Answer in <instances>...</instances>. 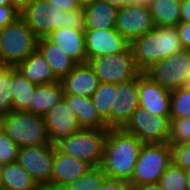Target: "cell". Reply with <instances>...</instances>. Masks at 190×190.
Listing matches in <instances>:
<instances>
[{
	"label": "cell",
	"mask_w": 190,
	"mask_h": 190,
	"mask_svg": "<svg viewBox=\"0 0 190 190\" xmlns=\"http://www.w3.org/2000/svg\"><path fill=\"white\" fill-rule=\"evenodd\" d=\"M87 62L101 83L119 84L132 80L141 73L130 46L124 52L91 58Z\"/></svg>",
	"instance_id": "ba28073f"
},
{
	"label": "cell",
	"mask_w": 190,
	"mask_h": 190,
	"mask_svg": "<svg viewBox=\"0 0 190 190\" xmlns=\"http://www.w3.org/2000/svg\"><path fill=\"white\" fill-rule=\"evenodd\" d=\"M122 129L136 136L143 144L168 143L170 116L151 115L139 107Z\"/></svg>",
	"instance_id": "9c48e42d"
},
{
	"label": "cell",
	"mask_w": 190,
	"mask_h": 190,
	"mask_svg": "<svg viewBox=\"0 0 190 190\" xmlns=\"http://www.w3.org/2000/svg\"><path fill=\"white\" fill-rule=\"evenodd\" d=\"M168 143H190V117L170 118V135Z\"/></svg>",
	"instance_id": "1f68e13d"
},
{
	"label": "cell",
	"mask_w": 190,
	"mask_h": 190,
	"mask_svg": "<svg viewBox=\"0 0 190 190\" xmlns=\"http://www.w3.org/2000/svg\"><path fill=\"white\" fill-rule=\"evenodd\" d=\"M7 67V65L1 60L0 57V74L3 72V70Z\"/></svg>",
	"instance_id": "c3c4849f"
},
{
	"label": "cell",
	"mask_w": 190,
	"mask_h": 190,
	"mask_svg": "<svg viewBox=\"0 0 190 190\" xmlns=\"http://www.w3.org/2000/svg\"><path fill=\"white\" fill-rule=\"evenodd\" d=\"M138 70L144 73L152 65L183 49L176 27L155 26L150 32L130 43Z\"/></svg>",
	"instance_id": "3957f363"
},
{
	"label": "cell",
	"mask_w": 190,
	"mask_h": 190,
	"mask_svg": "<svg viewBox=\"0 0 190 190\" xmlns=\"http://www.w3.org/2000/svg\"><path fill=\"white\" fill-rule=\"evenodd\" d=\"M16 5L21 8L22 7V0H15Z\"/></svg>",
	"instance_id": "816d5d0a"
},
{
	"label": "cell",
	"mask_w": 190,
	"mask_h": 190,
	"mask_svg": "<svg viewBox=\"0 0 190 190\" xmlns=\"http://www.w3.org/2000/svg\"><path fill=\"white\" fill-rule=\"evenodd\" d=\"M0 190H3L2 179H1V172H0Z\"/></svg>",
	"instance_id": "f5cc1de1"
},
{
	"label": "cell",
	"mask_w": 190,
	"mask_h": 190,
	"mask_svg": "<svg viewBox=\"0 0 190 190\" xmlns=\"http://www.w3.org/2000/svg\"><path fill=\"white\" fill-rule=\"evenodd\" d=\"M117 97L116 84L108 82H100L98 88L91 97L98 114L106 122L108 128H110L111 106H114V101Z\"/></svg>",
	"instance_id": "83f0119b"
},
{
	"label": "cell",
	"mask_w": 190,
	"mask_h": 190,
	"mask_svg": "<svg viewBox=\"0 0 190 190\" xmlns=\"http://www.w3.org/2000/svg\"><path fill=\"white\" fill-rule=\"evenodd\" d=\"M132 190H163V189L158 183H151V184L133 186Z\"/></svg>",
	"instance_id": "60d3db41"
},
{
	"label": "cell",
	"mask_w": 190,
	"mask_h": 190,
	"mask_svg": "<svg viewBox=\"0 0 190 190\" xmlns=\"http://www.w3.org/2000/svg\"><path fill=\"white\" fill-rule=\"evenodd\" d=\"M20 15L18 6H2L0 5V29L16 20Z\"/></svg>",
	"instance_id": "d590c367"
},
{
	"label": "cell",
	"mask_w": 190,
	"mask_h": 190,
	"mask_svg": "<svg viewBox=\"0 0 190 190\" xmlns=\"http://www.w3.org/2000/svg\"><path fill=\"white\" fill-rule=\"evenodd\" d=\"M92 166L61 152L54 144L51 190L64 188L70 182L86 174Z\"/></svg>",
	"instance_id": "e0dca14e"
},
{
	"label": "cell",
	"mask_w": 190,
	"mask_h": 190,
	"mask_svg": "<svg viewBox=\"0 0 190 190\" xmlns=\"http://www.w3.org/2000/svg\"><path fill=\"white\" fill-rule=\"evenodd\" d=\"M11 66H7L0 74V113L11 111Z\"/></svg>",
	"instance_id": "d6a6232c"
},
{
	"label": "cell",
	"mask_w": 190,
	"mask_h": 190,
	"mask_svg": "<svg viewBox=\"0 0 190 190\" xmlns=\"http://www.w3.org/2000/svg\"><path fill=\"white\" fill-rule=\"evenodd\" d=\"M107 177L101 166L90 168V170L67 184L65 190H98Z\"/></svg>",
	"instance_id": "f1b7e54d"
},
{
	"label": "cell",
	"mask_w": 190,
	"mask_h": 190,
	"mask_svg": "<svg viewBox=\"0 0 190 190\" xmlns=\"http://www.w3.org/2000/svg\"><path fill=\"white\" fill-rule=\"evenodd\" d=\"M50 7L59 8L62 11L80 9L78 0H47Z\"/></svg>",
	"instance_id": "f35d334b"
},
{
	"label": "cell",
	"mask_w": 190,
	"mask_h": 190,
	"mask_svg": "<svg viewBox=\"0 0 190 190\" xmlns=\"http://www.w3.org/2000/svg\"><path fill=\"white\" fill-rule=\"evenodd\" d=\"M143 143L122 128L107 129L101 168L110 179L129 181Z\"/></svg>",
	"instance_id": "6da1fadb"
},
{
	"label": "cell",
	"mask_w": 190,
	"mask_h": 190,
	"mask_svg": "<svg viewBox=\"0 0 190 190\" xmlns=\"http://www.w3.org/2000/svg\"><path fill=\"white\" fill-rule=\"evenodd\" d=\"M171 1H175V2H178V3H183L185 0H171Z\"/></svg>",
	"instance_id": "db71d44e"
},
{
	"label": "cell",
	"mask_w": 190,
	"mask_h": 190,
	"mask_svg": "<svg viewBox=\"0 0 190 190\" xmlns=\"http://www.w3.org/2000/svg\"><path fill=\"white\" fill-rule=\"evenodd\" d=\"M187 71H188V73L185 76L183 87L190 88V65H189V70H187Z\"/></svg>",
	"instance_id": "f6af8a7d"
},
{
	"label": "cell",
	"mask_w": 190,
	"mask_h": 190,
	"mask_svg": "<svg viewBox=\"0 0 190 190\" xmlns=\"http://www.w3.org/2000/svg\"><path fill=\"white\" fill-rule=\"evenodd\" d=\"M37 49L43 54L50 65L53 75L59 81H61L77 64L47 37L38 39Z\"/></svg>",
	"instance_id": "7402d4cb"
},
{
	"label": "cell",
	"mask_w": 190,
	"mask_h": 190,
	"mask_svg": "<svg viewBox=\"0 0 190 190\" xmlns=\"http://www.w3.org/2000/svg\"><path fill=\"white\" fill-rule=\"evenodd\" d=\"M43 118L52 144L82 128L78 123L74 110L71 109L64 98L50 108L43 115Z\"/></svg>",
	"instance_id": "9a60e30c"
},
{
	"label": "cell",
	"mask_w": 190,
	"mask_h": 190,
	"mask_svg": "<svg viewBox=\"0 0 190 190\" xmlns=\"http://www.w3.org/2000/svg\"><path fill=\"white\" fill-rule=\"evenodd\" d=\"M103 1H106L107 3L113 5L118 9L132 3V0H103Z\"/></svg>",
	"instance_id": "b9f144b4"
},
{
	"label": "cell",
	"mask_w": 190,
	"mask_h": 190,
	"mask_svg": "<svg viewBox=\"0 0 190 190\" xmlns=\"http://www.w3.org/2000/svg\"><path fill=\"white\" fill-rule=\"evenodd\" d=\"M63 98L64 90L61 81L37 85L32 96V103H29V112L43 116Z\"/></svg>",
	"instance_id": "cb8c5ba5"
},
{
	"label": "cell",
	"mask_w": 190,
	"mask_h": 190,
	"mask_svg": "<svg viewBox=\"0 0 190 190\" xmlns=\"http://www.w3.org/2000/svg\"><path fill=\"white\" fill-rule=\"evenodd\" d=\"M30 82L37 85L59 81L43 54L36 49L27 59L15 66Z\"/></svg>",
	"instance_id": "44dd1931"
},
{
	"label": "cell",
	"mask_w": 190,
	"mask_h": 190,
	"mask_svg": "<svg viewBox=\"0 0 190 190\" xmlns=\"http://www.w3.org/2000/svg\"><path fill=\"white\" fill-rule=\"evenodd\" d=\"M2 6H17L15 0H0Z\"/></svg>",
	"instance_id": "ee69618b"
},
{
	"label": "cell",
	"mask_w": 190,
	"mask_h": 190,
	"mask_svg": "<svg viewBox=\"0 0 190 190\" xmlns=\"http://www.w3.org/2000/svg\"><path fill=\"white\" fill-rule=\"evenodd\" d=\"M190 117V88L171 91L170 118Z\"/></svg>",
	"instance_id": "4dcf8cb0"
},
{
	"label": "cell",
	"mask_w": 190,
	"mask_h": 190,
	"mask_svg": "<svg viewBox=\"0 0 190 190\" xmlns=\"http://www.w3.org/2000/svg\"><path fill=\"white\" fill-rule=\"evenodd\" d=\"M18 153L17 144L2 130L0 132V167L3 164L16 162Z\"/></svg>",
	"instance_id": "836d02e7"
},
{
	"label": "cell",
	"mask_w": 190,
	"mask_h": 190,
	"mask_svg": "<svg viewBox=\"0 0 190 190\" xmlns=\"http://www.w3.org/2000/svg\"><path fill=\"white\" fill-rule=\"evenodd\" d=\"M64 94L92 97L99 79L88 62L76 66L61 80Z\"/></svg>",
	"instance_id": "ac0fdd59"
},
{
	"label": "cell",
	"mask_w": 190,
	"mask_h": 190,
	"mask_svg": "<svg viewBox=\"0 0 190 190\" xmlns=\"http://www.w3.org/2000/svg\"><path fill=\"white\" fill-rule=\"evenodd\" d=\"M98 190H132V187L127 181L106 178Z\"/></svg>",
	"instance_id": "8d00e7d4"
},
{
	"label": "cell",
	"mask_w": 190,
	"mask_h": 190,
	"mask_svg": "<svg viewBox=\"0 0 190 190\" xmlns=\"http://www.w3.org/2000/svg\"><path fill=\"white\" fill-rule=\"evenodd\" d=\"M187 172L173 162L164 171L158 184L163 190H186Z\"/></svg>",
	"instance_id": "f546056e"
},
{
	"label": "cell",
	"mask_w": 190,
	"mask_h": 190,
	"mask_svg": "<svg viewBox=\"0 0 190 190\" xmlns=\"http://www.w3.org/2000/svg\"><path fill=\"white\" fill-rule=\"evenodd\" d=\"M155 27L149 6L131 3L118 9L115 30L129 43Z\"/></svg>",
	"instance_id": "7c38bea8"
},
{
	"label": "cell",
	"mask_w": 190,
	"mask_h": 190,
	"mask_svg": "<svg viewBox=\"0 0 190 190\" xmlns=\"http://www.w3.org/2000/svg\"><path fill=\"white\" fill-rule=\"evenodd\" d=\"M118 8L103 0H96L84 8V30L115 28Z\"/></svg>",
	"instance_id": "603a6c76"
},
{
	"label": "cell",
	"mask_w": 190,
	"mask_h": 190,
	"mask_svg": "<svg viewBox=\"0 0 190 190\" xmlns=\"http://www.w3.org/2000/svg\"><path fill=\"white\" fill-rule=\"evenodd\" d=\"M177 31L183 46V49L190 50V22H180Z\"/></svg>",
	"instance_id": "74e56055"
},
{
	"label": "cell",
	"mask_w": 190,
	"mask_h": 190,
	"mask_svg": "<svg viewBox=\"0 0 190 190\" xmlns=\"http://www.w3.org/2000/svg\"><path fill=\"white\" fill-rule=\"evenodd\" d=\"M38 37L19 16L0 29V57L7 66H16L36 49Z\"/></svg>",
	"instance_id": "5b68a950"
},
{
	"label": "cell",
	"mask_w": 190,
	"mask_h": 190,
	"mask_svg": "<svg viewBox=\"0 0 190 190\" xmlns=\"http://www.w3.org/2000/svg\"><path fill=\"white\" fill-rule=\"evenodd\" d=\"M186 190H190V172H187Z\"/></svg>",
	"instance_id": "7dc6e473"
},
{
	"label": "cell",
	"mask_w": 190,
	"mask_h": 190,
	"mask_svg": "<svg viewBox=\"0 0 190 190\" xmlns=\"http://www.w3.org/2000/svg\"><path fill=\"white\" fill-rule=\"evenodd\" d=\"M172 162V148L169 143L143 144L128 183L131 187L158 183Z\"/></svg>",
	"instance_id": "52a82bcc"
},
{
	"label": "cell",
	"mask_w": 190,
	"mask_h": 190,
	"mask_svg": "<svg viewBox=\"0 0 190 190\" xmlns=\"http://www.w3.org/2000/svg\"><path fill=\"white\" fill-rule=\"evenodd\" d=\"M190 65V50H182L152 65L144 74L168 91L183 86Z\"/></svg>",
	"instance_id": "8fae6325"
},
{
	"label": "cell",
	"mask_w": 190,
	"mask_h": 190,
	"mask_svg": "<svg viewBox=\"0 0 190 190\" xmlns=\"http://www.w3.org/2000/svg\"><path fill=\"white\" fill-rule=\"evenodd\" d=\"M107 129L81 128L55 143L63 153L83 160L92 167L100 166L103 160Z\"/></svg>",
	"instance_id": "8992f818"
},
{
	"label": "cell",
	"mask_w": 190,
	"mask_h": 190,
	"mask_svg": "<svg viewBox=\"0 0 190 190\" xmlns=\"http://www.w3.org/2000/svg\"><path fill=\"white\" fill-rule=\"evenodd\" d=\"M3 130L19 148L52 144L43 116L27 111L4 114Z\"/></svg>",
	"instance_id": "277c9868"
},
{
	"label": "cell",
	"mask_w": 190,
	"mask_h": 190,
	"mask_svg": "<svg viewBox=\"0 0 190 190\" xmlns=\"http://www.w3.org/2000/svg\"><path fill=\"white\" fill-rule=\"evenodd\" d=\"M139 107L151 115L170 116L171 92L153 82L144 73L138 75Z\"/></svg>",
	"instance_id": "5bb4252c"
},
{
	"label": "cell",
	"mask_w": 190,
	"mask_h": 190,
	"mask_svg": "<svg viewBox=\"0 0 190 190\" xmlns=\"http://www.w3.org/2000/svg\"><path fill=\"white\" fill-rule=\"evenodd\" d=\"M36 87L37 84L30 82L15 66H11V111L29 112V103H32Z\"/></svg>",
	"instance_id": "d4e9b609"
},
{
	"label": "cell",
	"mask_w": 190,
	"mask_h": 190,
	"mask_svg": "<svg viewBox=\"0 0 190 190\" xmlns=\"http://www.w3.org/2000/svg\"><path fill=\"white\" fill-rule=\"evenodd\" d=\"M170 146L173 163L186 172H190V143L170 144Z\"/></svg>",
	"instance_id": "e575fe53"
},
{
	"label": "cell",
	"mask_w": 190,
	"mask_h": 190,
	"mask_svg": "<svg viewBox=\"0 0 190 190\" xmlns=\"http://www.w3.org/2000/svg\"><path fill=\"white\" fill-rule=\"evenodd\" d=\"M181 22H190V2L181 3Z\"/></svg>",
	"instance_id": "ab89813d"
},
{
	"label": "cell",
	"mask_w": 190,
	"mask_h": 190,
	"mask_svg": "<svg viewBox=\"0 0 190 190\" xmlns=\"http://www.w3.org/2000/svg\"><path fill=\"white\" fill-rule=\"evenodd\" d=\"M148 6L155 26L176 27L181 22V3L153 0Z\"/></svg>",
	"instance_id": "4316f807"
},
{
	"label": "cell",
	"mask_w": 190,
	"mask_h": 190,
	"mask_svg": "<svg viewBox=\"0 0 190 190\" xmlns=\"http://www.w3.org/2000/svg\"><path fill=\"white\" fill-rule=\"evenodd\" d=\"M33 1H35V0H22V6H24L30 2H33Z\"/></svg>",
	"instance_id": "f907efd6"
},
{
	"label": "cell",
	"mask_w": 190,
	"mask_h": 190,
	"mask_svg": "<svg viewBox=\"0 0 190 190\" xmlns=\"http://www.w3.org/2000/svg\"><path fill=\"white\" fill-rule=\"evenodd\" d=\"M54 144L19 148L18 163L42 190H51Z\"/></svg>",
	"instance_id": "30bf717a"
},
{
	"label": "cell",
	"mask_w": 190,
	"mask_h": 190,
	"mask_svg": "<svg viewBox=\"0 0 190 190\" xmlns=\"http://www.w3.org/2000/svg\"><path fill=\"white\" fill-rule=\"evenodd\" d=\"M3 130V114L0 113V132Z\"/></svg>",
	"instance_id": "681fc988"
},
{
	"label": "cell",
	"mask_w": 190,
	"mask_h": 190,
	"mask_svg": "<svg viewBox=\"0 0 190 190\" xmlns=\"http://www.w3.org/2000/svg\"><path fill=\"white\" fill-rule=\"evenodd\" d=\"M64 99L74 110L78 123L82 128L109 129L106 122L98 114L91 97L64 94Z\"/></svg>",
	"instance_id": "ffe728a7"
},
{
	"label": "cell",
	"mask_w": 190,
	"mask_h": 190,
	"mask_svg": "<svg viewBox=\"0 0 190 190\" xmlns=\"http://www.w3.org/2000/svg\"><path fill=\"white\" fill-rule=\"evenodd\" d=\"M87 61L91 58L124 52L130 43L115 28L84 30Z\"/></svg>",
	"instance_id": "4fadbf2b"
},
{
	"label": "cell",
	"mask_w": 190,
	"mask_h": 190,
	"mask_svg": "<svg viewBox=\"0 0 190 190\" xmlns=\"http://www.w3.org/2000/svg\"><path fill=\"white\" fill-rule=\"evenodd\" d=\"M77 64L87 62L84 30L60 28L46 36Z\"/></svg>",
	"instance_id": "d6986e66"
},
{
	"label": "cell",
	"mask_w": 190,
	"mask_h": 190,
	"mask_svg": "<svg viewBox=\"0 0 190 190\" xmlns=\"http://www.w3.org/2000/svg\"><path fill=\"white\" fill-rule=\"evenodd\" d=\"M19 16L38 38L63 27L84 30L83 8L64 12L50 7L47 0H35L22 6Z\"/></svg>",
	"instance_id": "7a4b0ae2"
},
{
	"label": "cell",
	"mask_w": 190,
	"mask_h": 190,
	"mask_svg": "<svg viewBox=\"0 0 190 190\" xmlns=\"http://www.w3.org/2000/svg\"><path fill=\"white\" fill-rule=\"evenodd\" d=\"M0 172L3 190H42L18 161L1 165Z\"/></svg>",
	"instance_id": "484cf974"
},
{
	"label": "cell",
	"mask_w": 190,
	"mask_h": 190,
	"mask_svg": "<svg viewBox=\"0 0 190 190\" xmlns=\"http://www.w3.org/2000/svg\"><path fill=\"white\" fill-rule=\"evenodd\" d=\"M153 0H132V3L141 4V5H149Z\"/></svg>",
	"instance_id": "bcb514c9"
},
{
	"label": "cell",
	"mask_w": 190,
	"mask_h": 190,
	"mask_svg": "<svg viewBox=\"0 0 190 190\" xmlns=\"http://www.w3.org/2000/svg\"><path fill=\"white\" fill-rule=\"evenodd\" d=\"M96 0H78L80 8H85L93 4Z\"/></svg>",
	"instance_id": "7bdbcfd3"
},
{
	"label": "cell",
	"mask_w": 190,
	"mask_h": 190,
	"mask_svg": "<svg viewBox=\"0 0 190 190\" xmlns=\"http://www.w3.org/2000/svg\"><path fill=\"white\" fill-rule=\"evenodd\" d=\"M117 99L111 106L110 128H122L139 108L138 76L127 82L116 84Z\"/></svg>",
	"instance_id": "2e32d148"
}]
</instances>
